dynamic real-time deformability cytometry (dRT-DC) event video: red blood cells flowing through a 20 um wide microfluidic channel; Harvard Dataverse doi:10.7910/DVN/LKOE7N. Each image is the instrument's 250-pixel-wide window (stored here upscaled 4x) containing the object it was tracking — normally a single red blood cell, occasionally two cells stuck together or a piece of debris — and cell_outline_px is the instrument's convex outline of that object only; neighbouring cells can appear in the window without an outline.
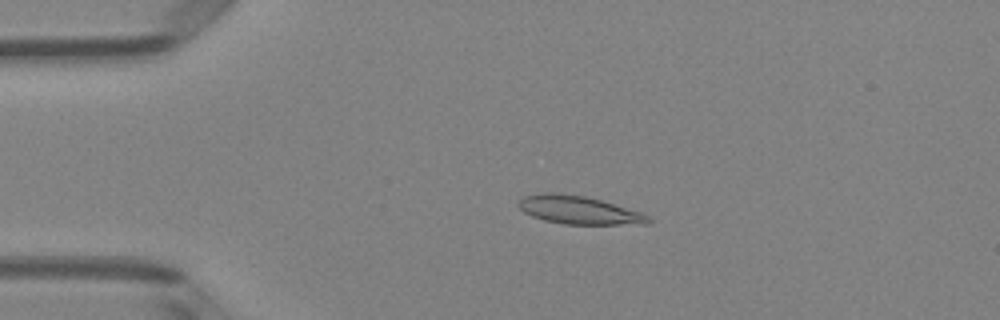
{"species": "Egyptian fruit bat (a non-hibernating species)", "species_latin": "Rousettus aegyptiacus", "temperature_condition": "room temperature", "stored_images_in_passage": 50, "camera_frame_rate_fps": 3000, "um_per_image_px": 0.085, "animal": {"sex": "female"}, "frame": {"image": 1, "passage_image": 11, "time_ms": 3.333, "image_size_px": [1000, 320], "cell_outline_px": [[652, 220], [648, 224], [564, 224], [544, 220], [532, 216], [524, 212], [516, 204], [524, 196], [544, 192], [556, 192], [584, 196], [600, 200], [644, 212]], "centroid_in_image_um": [49.21, 17.85], "position_along_channel_um": 35.8, "area_um2": 21.39}}
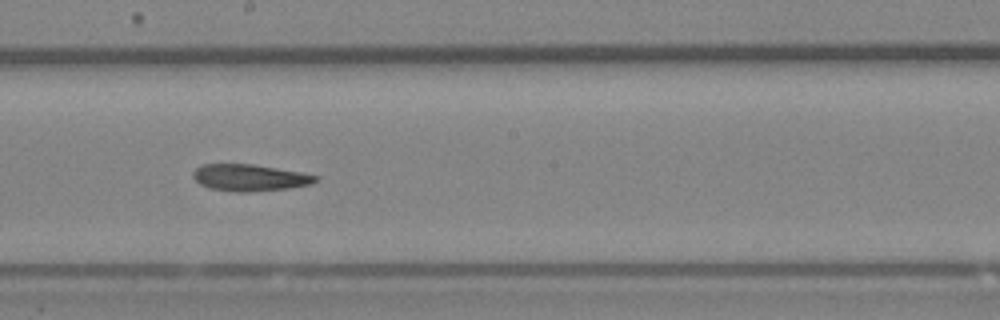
{"frame": {"image": 2, "passage_image": 28, "time_ms": 9.0, "image_size_px": [1000, 320], "cell_outline_px": [[320, 180], [312, 184], [288, 188], [248, 192], [232, 192], [208, 188], [200, 184], [192, 176], [192, 172], [200, 164], [252, 164], [300, 172], [320, 176]], "centroid_in_image_um": [21.22, 15.1], "position_along_channel_um": 227.0, "area_um2": 19.25}}
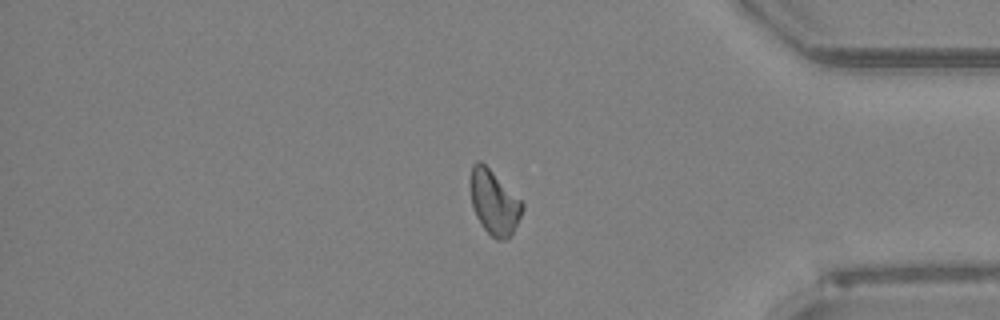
{"frame": {"image": 3, "passage_image": 42, "time_ms": 13.667, "image_size_px": [1000, 320], "cell_outline_px": [[524, 208], [508, 240], [496, 240], [480, 224], [476, 216], [472, 204], [468, 184], [468, 180], [472, 164], [476, 160], [480, 160], [524, 204]], "centroid_in_image_um": [41.94, 17.19], "position_along_channel_um": 393.3, "area_um2": 19.42}}